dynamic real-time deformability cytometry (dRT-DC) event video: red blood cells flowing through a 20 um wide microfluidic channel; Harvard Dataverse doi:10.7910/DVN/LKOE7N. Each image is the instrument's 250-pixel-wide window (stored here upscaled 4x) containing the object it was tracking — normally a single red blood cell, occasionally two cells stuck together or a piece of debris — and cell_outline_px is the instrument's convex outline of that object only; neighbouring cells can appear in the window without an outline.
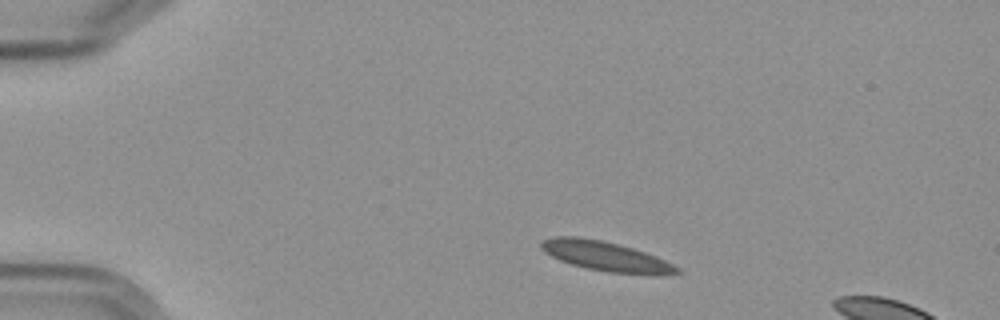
{"species": "Egyptian fruit bat (a non-hibernating species)", "species_latin": "Rousettus aegyptiacus", "temperature_condition": "cold", "stored_images_in_passage": 3, "camera_frame_rate_fps": 3000, "um_per_image_px": 0.085, "frame": {"image": 1, "passage_image": 1, "time_ms": 0.0, "image_size_px": [1000, 320], "cell_outline_px": [[684, 272], [608, 272], [588, 268], [572, 264], [560, 260], [544, 252], [540, 248], [540, 240], [552, 236], [580, 236], [600, 240], [632, 248], [656, 256], [680, 268]], "centroid_in_image_um": [51.31, 21.72], "position_along_channel_um": 33.7, "area_um2": 22.54}}